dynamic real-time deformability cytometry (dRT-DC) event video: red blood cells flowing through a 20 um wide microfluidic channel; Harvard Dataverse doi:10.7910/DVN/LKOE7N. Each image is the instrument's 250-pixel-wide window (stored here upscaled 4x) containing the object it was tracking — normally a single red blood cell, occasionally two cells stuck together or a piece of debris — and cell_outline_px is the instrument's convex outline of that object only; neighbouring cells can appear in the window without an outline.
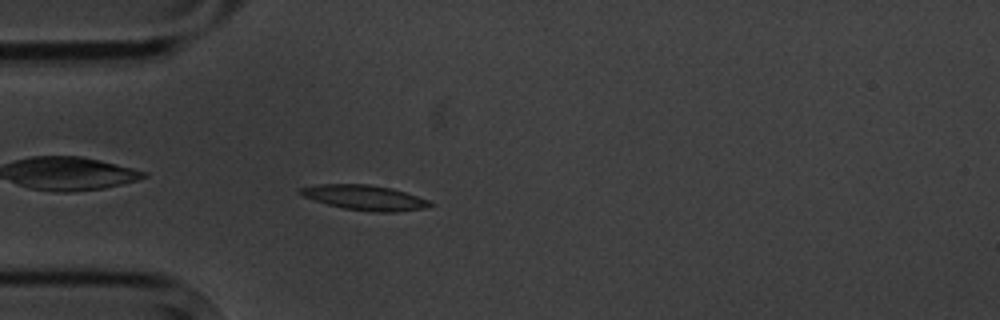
{"species": "common noctule bat (a hibernating species)", "species_latin": "Nyctalus noctula", "temperature_condition": "cold", "stored_images_in_passage": 5, "camera_frame_rate_fps": 3000, "um_per_image_px": 0.085, "animal": {"sex": "male", "body_mass_g": 20.1, "forearm_length_mm": 53.5}, "frame": {"image": 1, "passage_image": 5, "time_ms": 5.333, "image_size_px": [1000, 320], "cell_outline_px": [[436, 204], [424, 208], [396, 212], [376, 212], [344, 208], [328, 204], [304, 196], [296, 192], [300, 188], [320, 184], [368, 184], [392, 188], [428, 200]], "centroid_in_image_um": [31.01, 16.79], "position_along_channel_um": 54.0, "area_um2": 18.67}}